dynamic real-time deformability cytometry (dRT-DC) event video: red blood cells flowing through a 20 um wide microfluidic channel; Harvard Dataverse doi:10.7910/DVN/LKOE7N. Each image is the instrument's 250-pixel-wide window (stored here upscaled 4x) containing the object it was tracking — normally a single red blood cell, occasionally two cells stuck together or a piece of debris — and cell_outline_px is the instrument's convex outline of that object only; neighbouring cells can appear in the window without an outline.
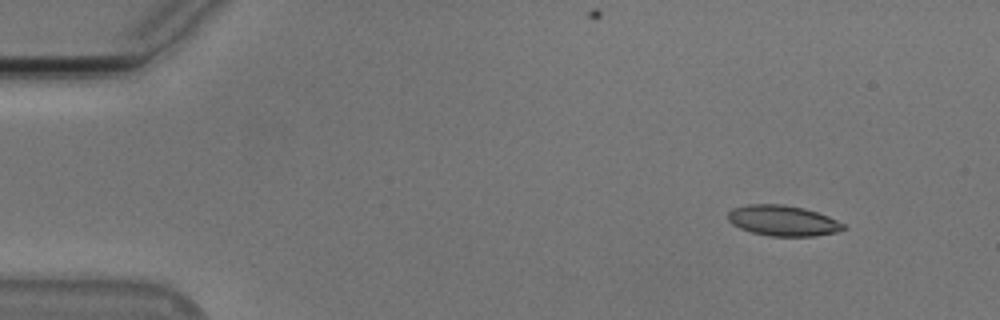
{"species": "Egyptian fruit bat (a non-hibernating species)", "species_latin": "Rousettus aegyptiacus", "temperature_condition": "cold", "stored_images_in_passage": 50, "camera_frame_rate_fps": 3000, "um_per_image_px": 0.085, "animal": {"sex": "male"}, "frame": {"image": 1, "passage_image": 1, "time_ms": 0.0, "image_size_px": [1000, 320], "cell_outline_px": [[848, 228], [840, 232], [816, 236], [768, 236], [752, 232], [740, 228], [732, 224], [728, 220], [728, 212], [732, 208], [748, 204], [784, 204], [804, 208], [828, 216], [844, 224]], "centroid_in_image_um": [66.57, 18.76], "position_along_channel_um": 18.4, "area_um2": 20.75}}
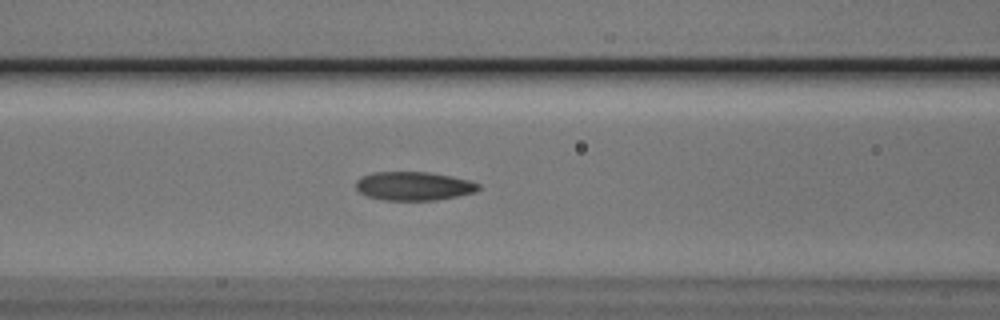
{"frame": {"image": 2, "passage_image": 18, "time_ms": 5.667, "image_size_px": [1000, 320], "cell_outline_px": [[480, 188], [476, 192], [436, 200], [384, 200], [368, 196], [360, 192], [356, 188], [356, 180], [360, 176], [372, 172], [428, 172], [452, 176], [472, 180], [480, 184]], "centroid_in_image_um": [35.18, 15.8], "position_along_channel_um": 131.4, "area_um2": 20.63}}
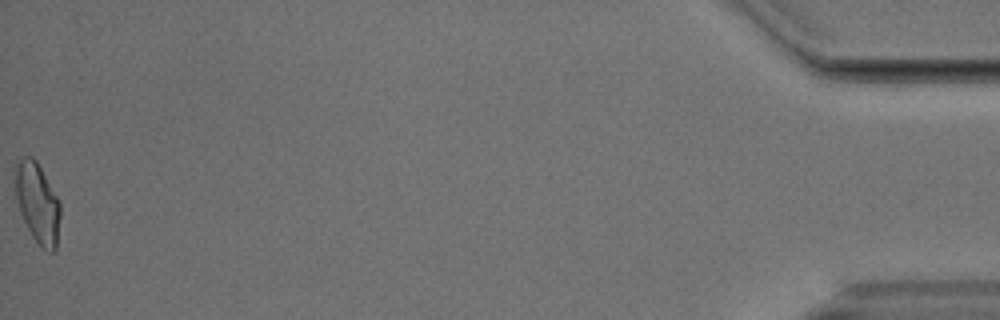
{"frame": {"image": 3, "passage_image": 50, "time_ms": 16.333, "image_size_px": [1000, 320], "cell_outline_px": [[60, 216], [56, 248], [52, 252], [48, 252], [32, 236], [20, 212], [16, 200], [12, 176], [12, 168], [16, 160], [20, 156], [32, 156], [36, 160], [60, 200]], "centroid_in_image_um": [3.13, 17.14], "position_along_channel_um": 432.1, "area_um2": 21.62}, "authors_computed_cell_mechanics": {"area_um2": 20.4612, "velocity_mm_per_s": 3.7592, "shape_relaxation_time_tau1_ms": 9.9457, "shape_relaxation_time_tau2_ms": 2.1741, "deformation_change_tau1": 0.2145, "deformation_change_tau2": 0.0842}}